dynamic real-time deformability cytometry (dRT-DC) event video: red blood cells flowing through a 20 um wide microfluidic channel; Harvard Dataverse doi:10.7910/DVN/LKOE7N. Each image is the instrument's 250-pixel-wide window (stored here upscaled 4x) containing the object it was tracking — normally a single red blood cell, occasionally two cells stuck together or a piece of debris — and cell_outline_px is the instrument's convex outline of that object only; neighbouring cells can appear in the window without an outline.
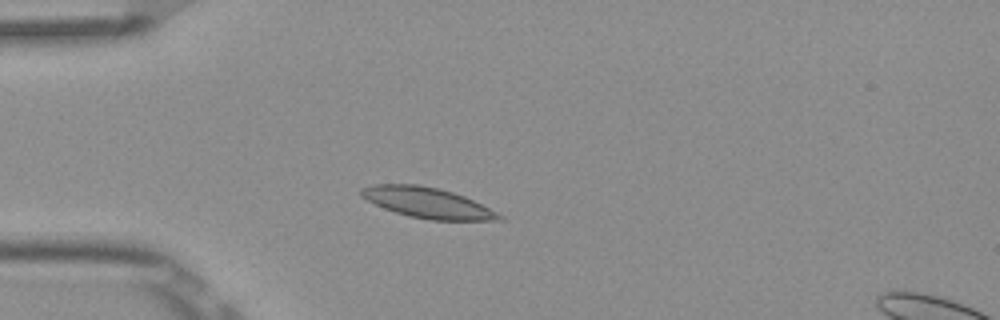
{"species": "Egyptian fruit bat (a non-hibernating species)", "species_latin": "Rousettus aegyptiacus", "temperature_condition": "room temperature", "stored_images_in_passage": 3, "camera_frame_rate_fps": 3000, "um_per_image_px": 0.085, "frame": {"image": 1, "passage_image": 2, "time_ms": 0.333, "image_size_px": [1000, 320], "cell_outline_px": [[504, 220], [428, 220], [408, 216], [384, 208], [360, 196], [360, 188], [376, 184], [416, 184], [436, 188], [452, 192], [464, 196], [504, 216]], "centroid_in_image_um": [36.31, 17.24], "position_along_channel_um": 48.7, "area_um2": 24.22}}